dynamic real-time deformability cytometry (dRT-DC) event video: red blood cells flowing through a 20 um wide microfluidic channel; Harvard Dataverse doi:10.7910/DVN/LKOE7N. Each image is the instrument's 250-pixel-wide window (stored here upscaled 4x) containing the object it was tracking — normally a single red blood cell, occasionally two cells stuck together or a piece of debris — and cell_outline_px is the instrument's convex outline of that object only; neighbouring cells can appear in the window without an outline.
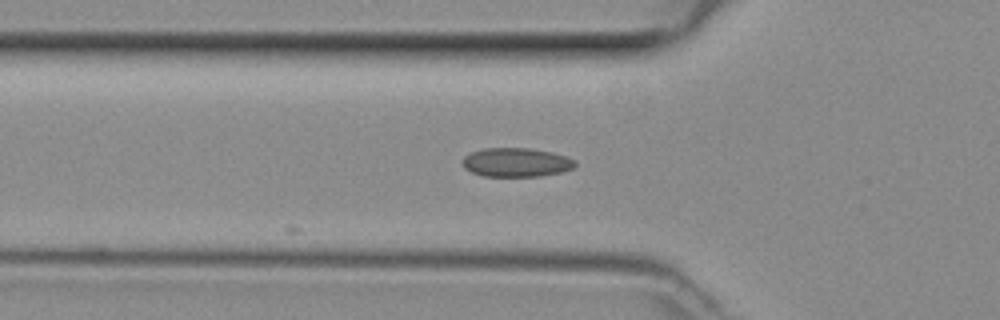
{"species": "common noctule bat (a hibernating species)", "species_latin": "Nyctalus noctula", "temperature_condition": "room temperature", "stored_images_in_passage": 11, "camera_frame_rate_fps": 3000, "um_per_image_px": 0.085, "animal": {"sex": "female", "body_mass_g": 29.2, "forearm_length_mm": 56.3}, "frame": {"image": 1, "passage_image": 3, "time_ms": 0.667, "image_size_px": [1000, 320], "cell_outline_px": [[576, 164], [572, 168], [560, 172], [540, 176], [484, 176], [472, 172], [464, 168], [464, 156], [472, 152], [484, 148], [532, 148], [552, 152], [576, 160]], "centroid_in_image_um": [43.89, 13.79], "position_along_channel_um": 81.9, "area_um2": 18.84}}